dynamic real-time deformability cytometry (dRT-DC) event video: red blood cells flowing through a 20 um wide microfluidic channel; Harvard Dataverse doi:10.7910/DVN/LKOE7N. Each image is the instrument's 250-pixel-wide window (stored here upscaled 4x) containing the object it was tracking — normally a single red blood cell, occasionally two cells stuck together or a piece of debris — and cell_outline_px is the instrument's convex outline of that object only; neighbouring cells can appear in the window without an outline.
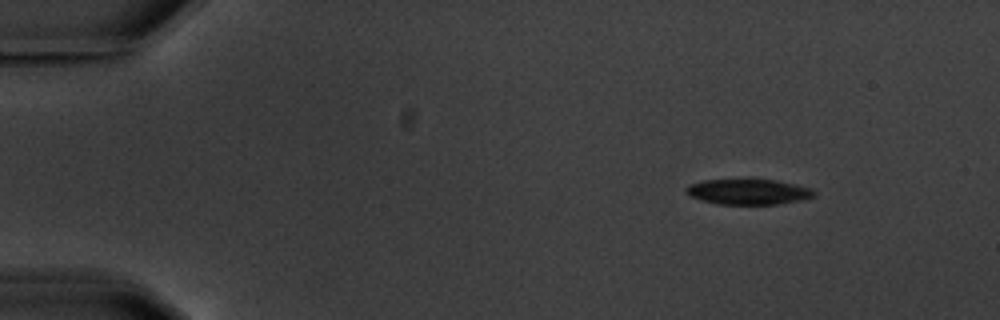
{"species": "common noctule bat (a hibernating species)", "species_latin": "Nyctalus noctula", "temperature_condition": "warm", "stored_images_in_passage": 5, "camera_frame_rate_fps": 3000, "um_per_image_px": 0.085, "animal": {"sex": "male", "body_mass_g": 20.1, "forearm_length_mm": 53.5}, "frame": {"image": 1, "passage_image": 1, "time_ms": 0.0, "image_size_px": [1000, 320], "cell_outline_px": [[816, 196], [800, 200], [776, 204], [716, 204], [700, 200], [684, 192], [684, 188], [688, 184], [704, 180], [776, 180], [796, 184], [812, 188], [816, 192]], "centroid_in_image_um": [63.6, 16.3], "position_along_channel_um": 21.4, "area_um2": 19.02}}
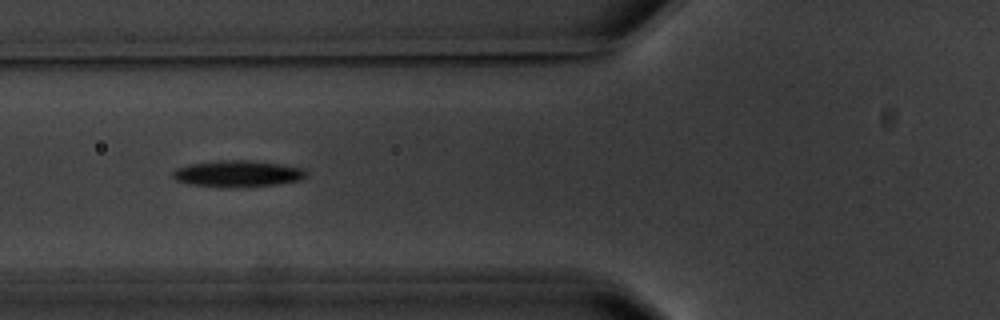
{"frame": {"image": 2, "passage_image": 5, "time_ms": 5.0, "image_size_px": [1000, 320], "cell_outline_px": [[308, 176], [300, 180], [276, 184], [236, 188], [220, 188], [188, 184], [176, 180], [172, 176], [172, 172], [176, 168], [192, 164], [224, 160], [248, 160], [280, 164], [300, 168], [308, 172]], "centroid_in_image_um": [20.19, 14.78], "position_along_channel_um": 105.6, "area_um2": 20.69}}